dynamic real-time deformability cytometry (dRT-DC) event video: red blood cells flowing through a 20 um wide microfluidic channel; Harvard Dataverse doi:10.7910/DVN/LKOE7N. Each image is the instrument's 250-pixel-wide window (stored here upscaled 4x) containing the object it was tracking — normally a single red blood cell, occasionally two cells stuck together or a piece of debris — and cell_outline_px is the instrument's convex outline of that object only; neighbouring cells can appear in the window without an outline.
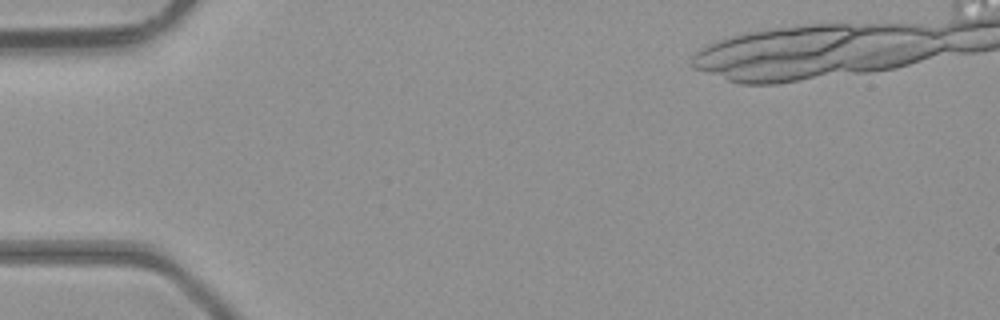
{"species": "common noctule bat (a hibernating species)", "species_latin": "Nyctalus noctula", "temperature_condition": "room temperature", "stored_images_in_passage": 3, "camera_frame_rate_fps": 3000, "um_per_image_px": 0.085, "animal": {"sex": "male", "body_mass_g": 23.1, "forearm_length_mm": 52.7}, "frame": {"image": 1, "passage_image": 3, "time_ms": 0.667, "image_size_px": [1000, 320], "cell_outline_px": [[960, 28], [948, 48], [904, 64], [888, 68], [852, 68], [920, 32], [952, 28]], "centroid_in_image_um": [77.55, 4.17], "position_along_channel_um": 7.4, "area_um2": 13.29}}